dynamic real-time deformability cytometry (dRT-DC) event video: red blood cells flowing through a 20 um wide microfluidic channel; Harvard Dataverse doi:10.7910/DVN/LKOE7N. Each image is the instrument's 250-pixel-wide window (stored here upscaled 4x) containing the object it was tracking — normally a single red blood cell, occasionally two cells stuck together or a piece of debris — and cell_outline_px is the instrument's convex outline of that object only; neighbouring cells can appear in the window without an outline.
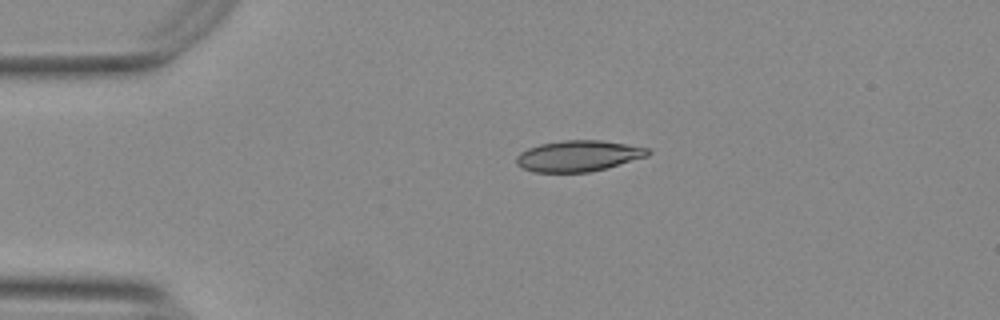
{"species": "Egyptian fruit bat (a non-hibernating species)", "species_latin": "Rousettus aegyptiacus", "temperature_condition": "warm", "stored_images_in_passage": 43, "camera_frame_rate_fps": 3000, "um_per_image_px": 0.085, "animal": {"sex": "female"}, "frame": {"image": 1, "passage_image": 1, "time_ms": 0.0, "image_size_px": [1000, 320], "cell_outline_px": [[652, 152], [648, 156], [604, 168], [588, 172], [532, 172], [516, 164], [516, 156], [520, 152], [528, 148], [540, 144], [564, 140], [600, 140], [648, 148]], "centroid_in_image_um": [49.13, 13.25], "position_along_channel_um": 35.9, "area_um2": 23.52}}
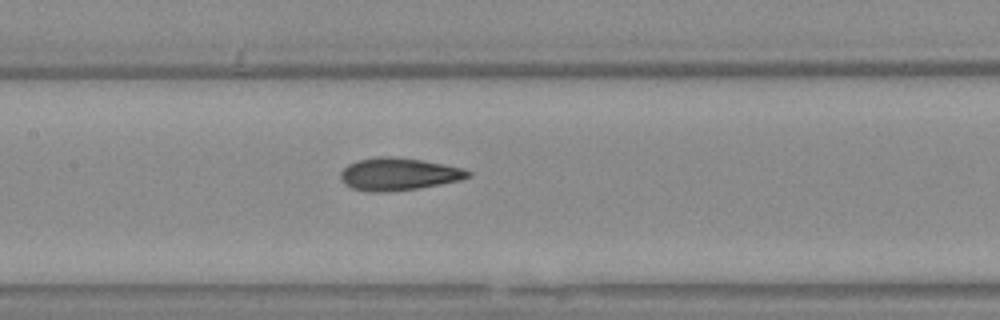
{"frame": {"image": 2, "passage_image": 15, "time_ms": 4.667, "image_size_px": [1000, 320], "cell_outline_px": [[472, 176], [460, 180], [440, 184], [416, 188], [388, 192], [368, 192], [352, 188], [344, 184], [340, 180], [340, 172], [348, 164], [356, 160], [376, 156], [392, 156], [420, 160], [460, 168], [472, 172]], "centroid_in_image_um": [33.81, 14.8], "position_along_channel_um": 173.6, "area_um2": 24.1}}
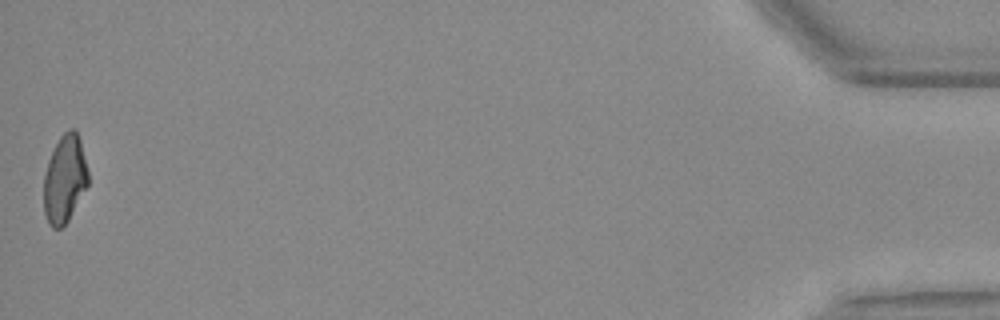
{"frame": {"image": 3, "passage_image": 43, "time_ms": 14.0, "image_size_px": [1000, 320], "cell_outline_px": [[88, 184], [68, 220], [60, 228], [52, 228], [44, 212], [44, 176], [48, 160], [60, 136], [68, 128], [76, 128], [80, 140], [88, 172]], "centroid_in_image_um": [5.5, 15.18], "position_along_channel_um": 429.7, "area_um2": 22.43}, "authors_computed_cell_mechanics": {"area_um2": 23.698, "velocity_mm_per_s": 3.7823, "shape_relaxation_time_tau1_ms": 10.298, "shape_relaxation_time_tau2_ms": 1.7746, "deformation_change_tau1": 0.267, "deformation_change_tau2": 0.0889}}